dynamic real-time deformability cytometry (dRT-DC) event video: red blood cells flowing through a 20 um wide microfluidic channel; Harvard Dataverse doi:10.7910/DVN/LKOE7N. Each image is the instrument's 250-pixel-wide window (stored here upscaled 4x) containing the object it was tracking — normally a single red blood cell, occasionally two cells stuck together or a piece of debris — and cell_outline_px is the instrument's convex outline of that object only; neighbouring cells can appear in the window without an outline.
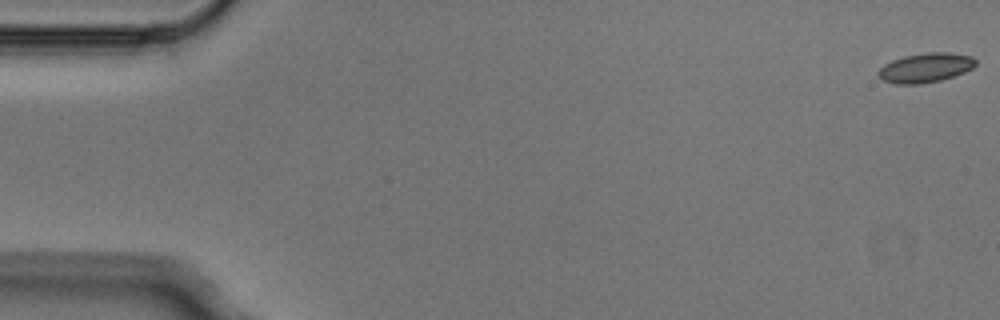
{"species": "Egyptian fruit bat (a non-hibernating species)", "species_latin": "Rousettus aegyptiacus", "temperature_condition": "cold", "stored_images_in_passage": 4, "camera_frame_rate_fps": 3000, "um_per_image_px": 0.085, "animal": {"sex": "male"}, "frame": {"image": 1, "passage_image": 1, "time_ms": 0.0, "image_size_px": [1000, 320], "cell_outline_px": [[976, 64], [972, 68], [964, 72], [940, 80], [920, 84], [896, 84], [880, 80], [876, 72], [884, 64], [892, 60], [904, 56], [928, 52], [948, 52], [972, 56], [976, 60]], "centroid_in_image_um": [78.63, 5.76], "position_along_channel_um": 6.4, "area_um2": 16.76}}